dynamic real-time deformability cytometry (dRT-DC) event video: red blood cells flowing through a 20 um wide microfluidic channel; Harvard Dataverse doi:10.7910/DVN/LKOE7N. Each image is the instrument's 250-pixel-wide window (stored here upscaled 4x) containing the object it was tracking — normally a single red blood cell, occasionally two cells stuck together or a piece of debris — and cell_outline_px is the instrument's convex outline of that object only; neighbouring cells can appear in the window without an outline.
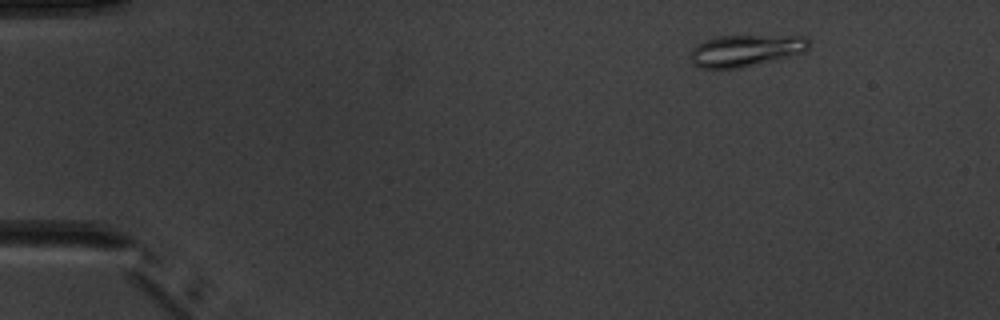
{"species": "common noctule bat (a hibernating species)", "species_latin": "Nyctalus noctula", "temperature_condition": "warm", "stored_images_in_passage": 4, "camera_frame_rate_fps": 3000, "um_per_image_px": 0.085, "animal": {"sex": "male", "body_mass_g": 20.1, "forearm_length_mm": 53.5}, "frame": {"image": 1, "passage_image": 1, "time_ms": 0.0, "image_size_px": [1000, 320], "cell_outline_px": [[808, 48], [804, 52], [788, 56], [736, 68], [700, 68], [692, 60], [692, 48], [696, 44], [704, 40], [720, 36], [808, 36]], "centroid_in_image_um": [63.37, 4.27], "position_along_channel_um": 21.6, "area_um2": 21.33}}
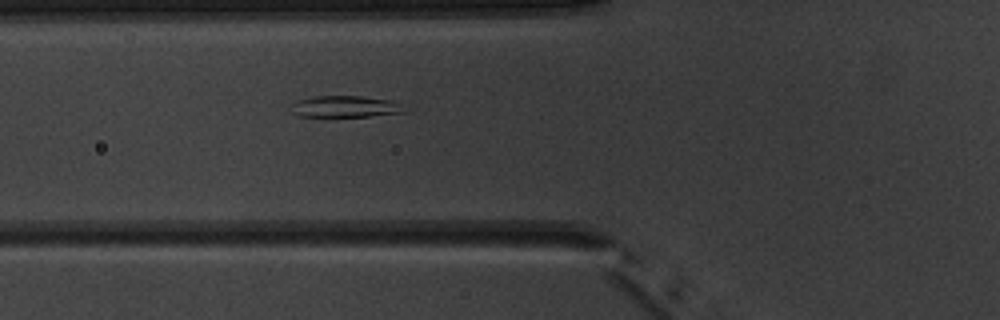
{"frame": {"image": 2, "passage_image": 4, "time_ms": 4.333, "image_size_px": [1000, 320], "cell_outline_px": [[408, 112], [368, 116], [300, 116], [292, 112], [292, 104], [296, 100], [316, 96], [360, 96], [392, 100], [400, 104]], "centroid_in_image_um": [29.36, 9.05], "position_along_channel_um": 96.4, "area_um2": 14.1}}